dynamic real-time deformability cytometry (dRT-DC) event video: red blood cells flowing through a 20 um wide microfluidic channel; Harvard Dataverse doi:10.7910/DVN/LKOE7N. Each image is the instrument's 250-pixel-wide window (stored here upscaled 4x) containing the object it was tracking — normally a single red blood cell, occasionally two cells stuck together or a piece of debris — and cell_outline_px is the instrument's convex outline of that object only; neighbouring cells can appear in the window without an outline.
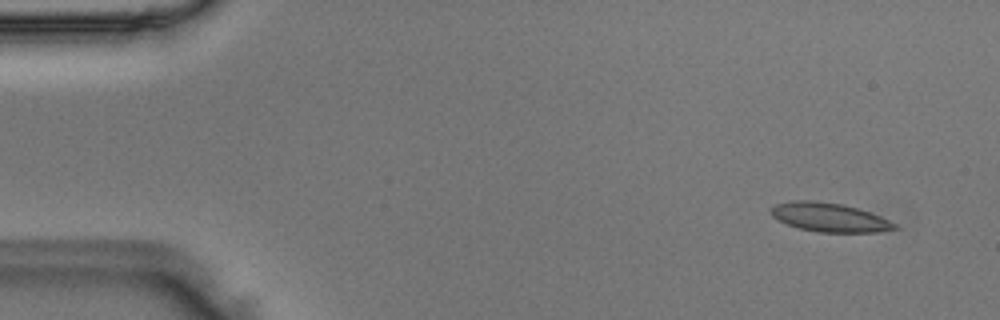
{"species": "Egyptian fruit bat (a non-hibernating species)", "species_latin": "Rousettus aegyptiacus", "temperature_condition": "room temperature", "stored_images_in_passage": 48, "camera_frame_rate_fps": 3000, "um_per_image_px": 0.085, "animal": {"sex": "male"}, "frame": {"image": 1, "passage_image": 1, "time_ms": 0.0, "image_size_px": [1000, 320], "cell_outline_px": [[900, 228], [880, 232], [816, 232], [800, 228], [788, 224], [772, 216], [768, 212], [776, 204], [792, 200], [812, 200], [844, 204], [880, 216], [896, 224]], "centroid_in_image_um": [70.5, 18.47], "position_along_channel_um": 14.5, "area_um2": 20.75}}
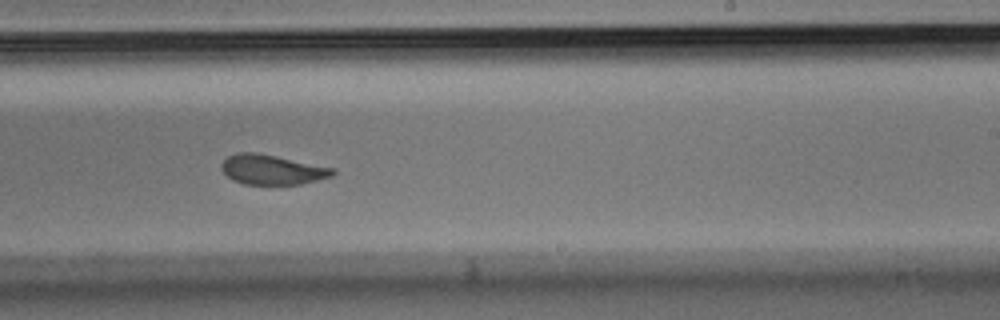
{"frame": {"image": 2, "passage_image": 28, "time_ms": 9.0, "image_size_px": [1000, 320], "cell_outline_px": [[336, 172], [332, 176], [300, 184], [244, 184], [232, 180], [220, 168], [220, 164], [228, 156], [236, 152], [256, 152], [336, 168]], "centroid_in_image_um": [23.12, 14.41], "position_along_channel_um": 265.9, "area_um2": 19.36}}
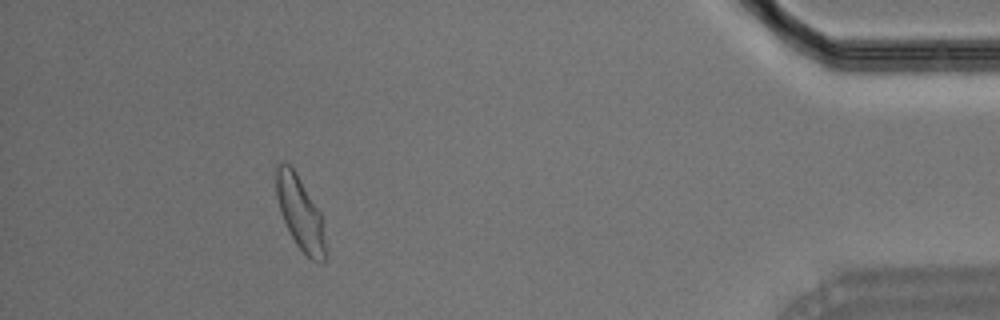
{"frame": {"image": 3, "passage_image": 43, "time_ms": 14.0, "image_size_px": [1000, 320], "cell_outline_px": [[324, 260], [320, 264], [312, 260], [296, 244], [284, 220], [276, 196], [276, 164], [288, 164], [296, 172], [320, 212], [324, 240]], "centroid_in_image_um": [25.49, 18.09], "position_along_channel_um": 409.7, "area_um2": 20.23}}